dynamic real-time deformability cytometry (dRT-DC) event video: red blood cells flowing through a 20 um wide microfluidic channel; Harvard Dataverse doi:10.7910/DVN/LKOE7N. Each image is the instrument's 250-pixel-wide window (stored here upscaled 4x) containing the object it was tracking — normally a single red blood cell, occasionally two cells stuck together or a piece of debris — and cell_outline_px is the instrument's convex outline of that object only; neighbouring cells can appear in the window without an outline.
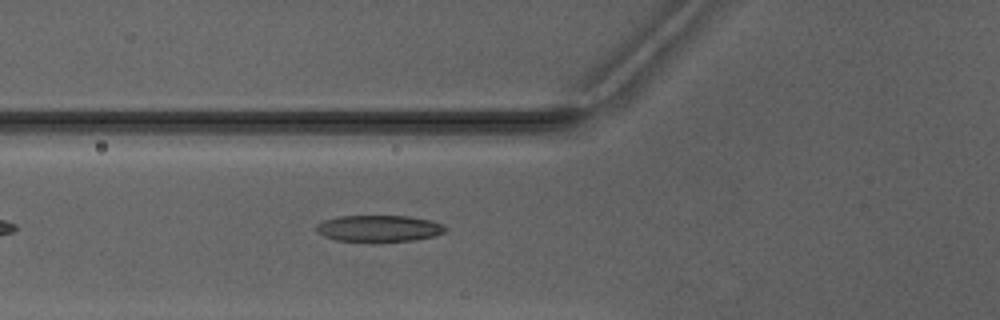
{"species": "Egyptian fruit bat (a non-hibernating species)", "species_latin": "Rousettus aegyptiacus", "temperature_condition": "warm", "stored_images_in_passage": 4, "camera_frame_rate_fps": 3000, "um_per_image_px": 0.085, "animal": {"sex": "male"}, "frame": {"image": 1, "passage_image": 4, "time_ms": 4.667, "image_size_px": [1000, 320], "cell_outline_px": [[448, 228], [444, 232], [436, 236], [412, 240], [372, 244], [336, 240], [324, 236], [316, 232], [316, 224], [324, 220], [336, 216], [408, 216], [428, 220], [440, 224]], "centroid_in_image_um": [32.15, 19.45], "position_along_channel_um": 93.6, "area_um2": 20.58}}